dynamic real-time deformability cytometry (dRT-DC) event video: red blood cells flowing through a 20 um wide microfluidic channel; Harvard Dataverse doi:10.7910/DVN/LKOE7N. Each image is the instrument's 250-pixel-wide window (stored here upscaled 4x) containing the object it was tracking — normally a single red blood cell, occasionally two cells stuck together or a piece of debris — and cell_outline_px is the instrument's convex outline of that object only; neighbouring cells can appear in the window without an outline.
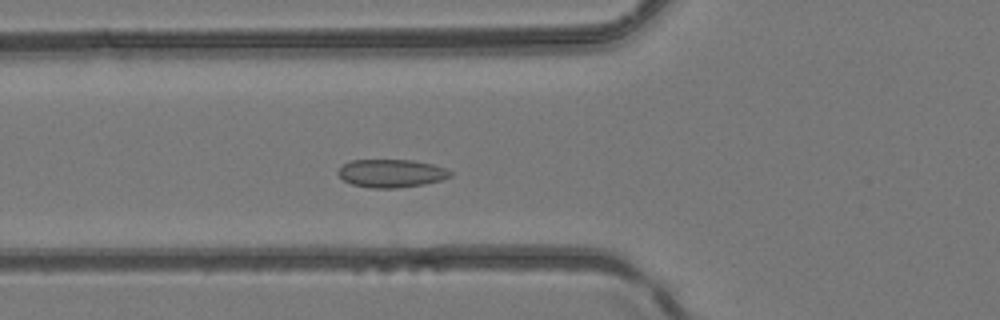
{"species": "common noctule bat (a hibernating species)", "species_latin": "Nyctalus noctula", "temperature_condition": "room temperature", "stored_images_in_passage": 44, "camera_frame_rate_fps": 3000, "um_per_image_px": 0.085, "animal": {"sex": "female", "body_mass_g": 24.6, "forearm_length_mm": 56.2}, "frame": {"image": 1, "passage_image": 14, "time_ms": 4.333, "image_size_px": [1000, 320], "cell_outline_px": [[452, 176], [440, 180], [424, 184], [396, 188], [372, 188], [352, 184], [344, 180], [336, 172], [344, 164], [352, 160], [412, 160], [432, 164], [444, 168], [452, 172]], "centroid_in_image_um": [33.26, 14.73], "position_along_channel_um": 92.5, "area_um2": 18.21}}
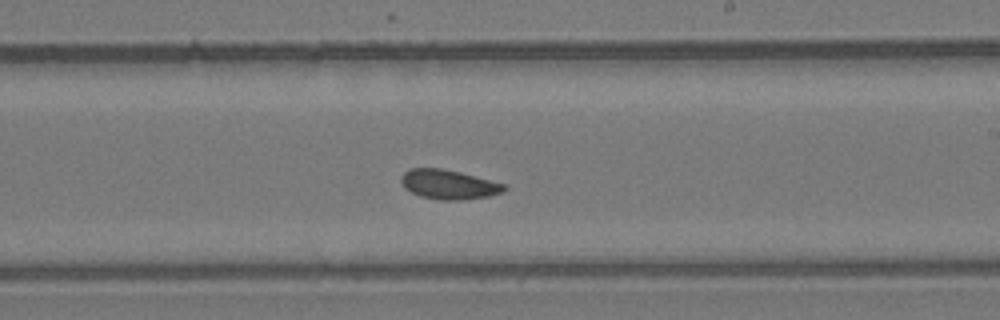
{"frame": {"image": 2, "passage_image": 25, "time_ms": 8.0, "image_size_px": [1000, 320], "cell_outline_px": [[508, 188], [504, 192], [488, 196], [464, 200], [440, 200], [420, 196], [404, 188], [400, 180], [400, 176], [408, 168], [440, 168], [460, 172], [504, 184]], "centroid_in_image_um": [38.11, 15.68], "position_along_channel_um": 250.9, "area_um2": 17.74}}
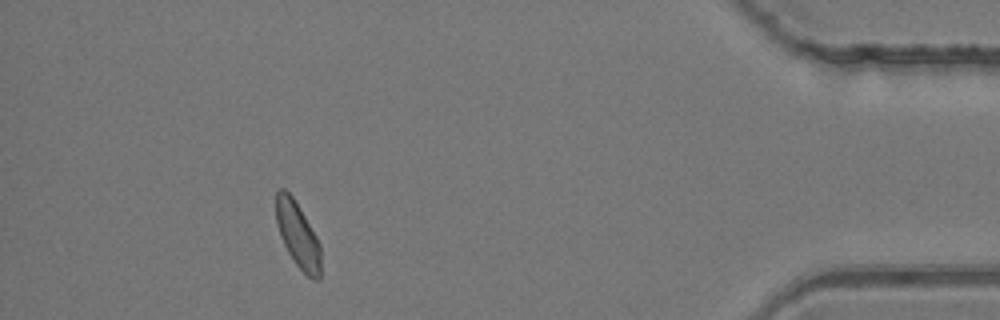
{"frame": {"image": 3, "passage_image": 40, "time_ms": 13.0, "image_size_px": [1000, 320], "cell_outline_px": [[320, 280], [316, 280], [308, 276], [296, 264], [288, 252], [280, 236], [276, 224], [276, 192], [280, 188], [284, 188], [292, 196], [316, 236], [320, 244]], "centroid_in_image_um": [25.29, 19.96], "position_along_channel_um": 409.9, "area_um2": 16.82}}